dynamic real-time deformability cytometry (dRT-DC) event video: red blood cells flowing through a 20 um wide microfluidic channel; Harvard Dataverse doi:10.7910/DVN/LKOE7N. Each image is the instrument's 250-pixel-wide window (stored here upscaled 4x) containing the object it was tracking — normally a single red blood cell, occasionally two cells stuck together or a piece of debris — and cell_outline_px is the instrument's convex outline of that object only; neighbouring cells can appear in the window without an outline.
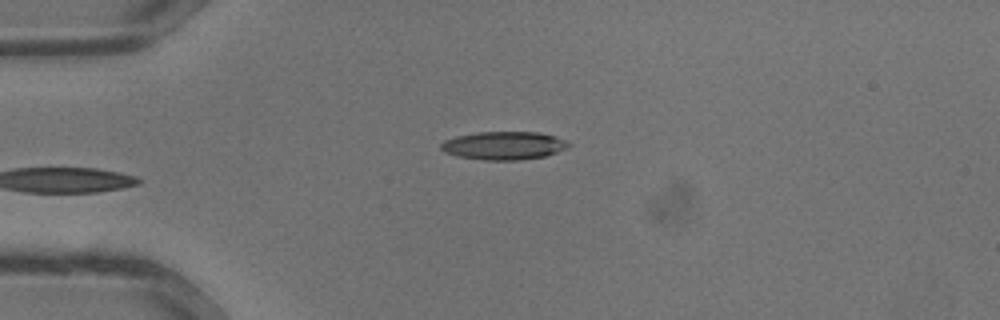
{"species": "common noctule bat (a hibernating species)", "species_latin": "Nyctalus noctula", "temperature_condition": "warm", "stored_images_in_passage": 24, "camera_frame_rate_fps": 3000, "um_per_image_px": 0.085, "animal": {"sex": "male", "body_mass_g": 13.3}, "frame": {"image": 1, "passage_image": 1, "time_ms": 0.0, "image_size_px": [1000, 320], "cell_outline_px": [[572, 144], [568, 148], [544, 156], [520, 160], [480, 160], [456, 156], [444, 152], [440, 148], [440, 144], [444, 140], [456, 136], [476, 132], [536, 132], [556, 136]], "centroid_in_image_um": [42.8, 12.37], "position_along_channel_um": 42.2, "area_um2": 21.1}}
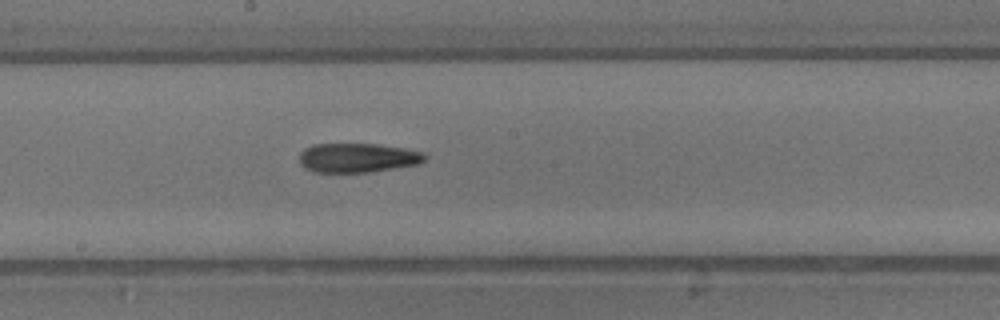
{"frame": {"image": 2, "passage_image": 11, "time_ms": 3.333, "image_size_px": [1000, 320], "cell_outline_px": [[428, 156], [420, 164], [368, 172], [316, 172], [304, 168], [300, 164], [300, 152], [304, 148], [312, 144], [376, 144], [404, 148], [424, 152]], "centroid_in_image_um": [30.4, 13.41], "position_along_channel_um": 217.8, "area_um2": 21.5}}
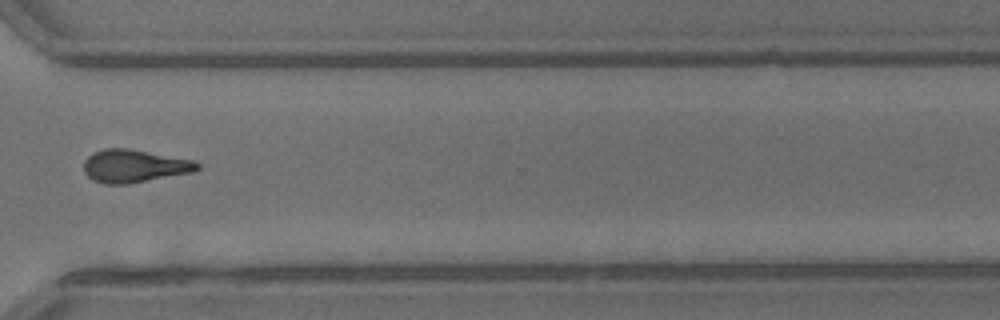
{"frame": {"image": 3, "passage_image": 18, "time_ms": 5.667, "image_size_px": [1000, 320], "cell_outline_px": [[200, 168], [192, 172], [128, 184], [104, 184], [92, 180], [84, 172], [84, 160], [92, 152], [104, 148], [128, 148], [192, 160], [200, 164]], "centroid_in_image_um": [11.36, 14.11], "position_along_channel_um": 359.2, "area_um2": 21.73}}